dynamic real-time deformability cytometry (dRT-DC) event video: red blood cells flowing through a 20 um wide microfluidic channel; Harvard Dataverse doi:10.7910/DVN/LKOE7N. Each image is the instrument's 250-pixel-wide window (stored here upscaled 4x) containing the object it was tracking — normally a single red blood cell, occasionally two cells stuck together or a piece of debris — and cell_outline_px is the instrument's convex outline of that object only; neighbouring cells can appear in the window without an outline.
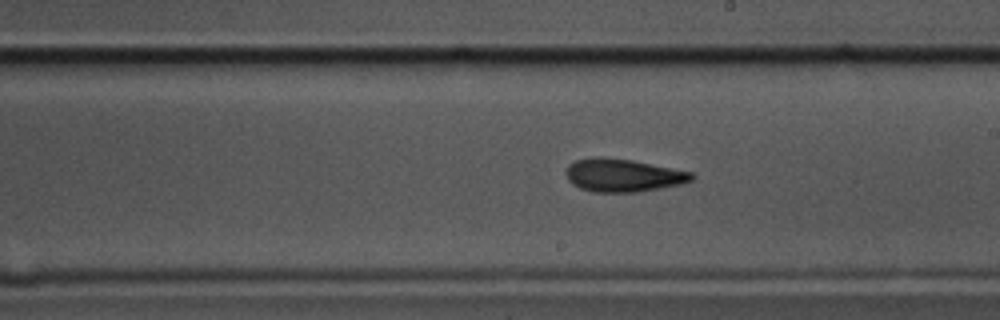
{"species": "common noctule bat (a hibernating species)", "species_latin": "Nyctalus noctula", "temperature_condition": "cold", "stored_images_in_passage": 41, "camera_frame_rate_fps": 3000, "um_per_image_px": 0.085, "animal": {"sex": "male", "body_mass_g": 17.5, "forearm_length_mm": 52.3}, "frame": {"image": 1, "passage_image": 16, "time_ms": 5.0, "image_size_px": [1000, 320], "cell_outline_px": [[696, 176], [692, 180], [684, 184], [636, 192], [592, 192], [580, 188], [572, 184], [568, 180], [564, 172], [568, 164], [576, 160], [592, 156], [604, 156], [632, 160], [692, 172]], "centroid_in_image_um": [52.93, 14.89], "position_along_channel_um": 236.1, "area_um2": 24.51}}
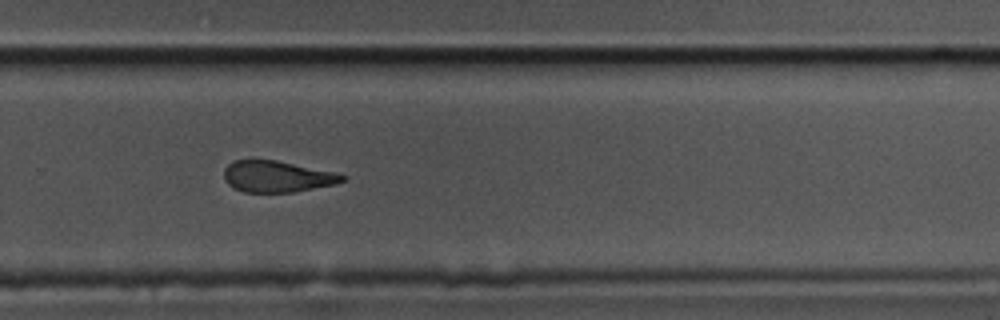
{"frame": {"image": 2, "passage_image": 22, "time_ms": 7.0, "image_size_px": [1000, 320], "cell_outline_px": [[348, 176], [344, 180], [336, 184], [292, 192], [244, 192], [228, 184], [224, 180], [224, 168], [228, 164], [236, 160], [276, 160], [336, 172]], "centroid_in_image_um": [23.57, 15.0], "position_along_channel_um": 306.2, "area_um2": 21.56}}
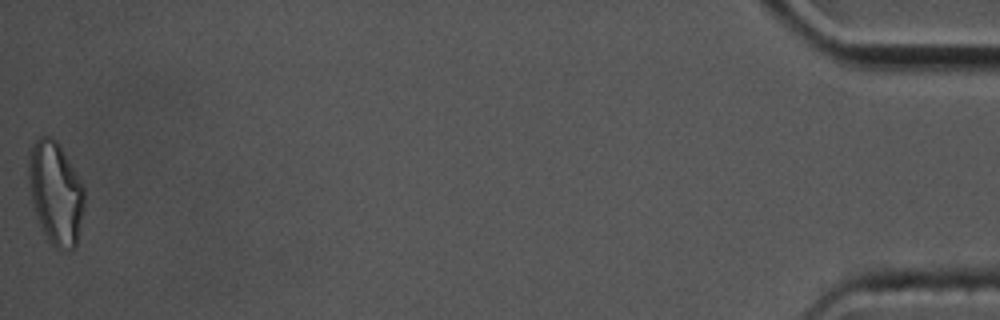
{"frame": {"image": 3, "passage_image": 41, "time_ms": 13.333, "image_size_px": [1000, 320], "cell_outline_px": [[84, 208], [76, 244], [72, 248], [56, 248], [48, 240], [40, 224], [32, 200], [28, 180], [28, 148], [40, 136], [52, 136], [60, 144], [84, 184]], "centroid_in_image_um": [4.73, 16.31], "position_along_channel_um": 430.5, "area_um2": 33.47}, "authors_computed_cell_mechanics": {"area_um2": 24.0448, "velocity_mm_per_s": 3.5093, "shape_relaxation_time_tau1_ms": 4.048, "shape_relaxation_time_tau2_ms": 4.9069, "deformation_change_tau1": 0.1571, "deformation_change_tau2": 0.1357}}